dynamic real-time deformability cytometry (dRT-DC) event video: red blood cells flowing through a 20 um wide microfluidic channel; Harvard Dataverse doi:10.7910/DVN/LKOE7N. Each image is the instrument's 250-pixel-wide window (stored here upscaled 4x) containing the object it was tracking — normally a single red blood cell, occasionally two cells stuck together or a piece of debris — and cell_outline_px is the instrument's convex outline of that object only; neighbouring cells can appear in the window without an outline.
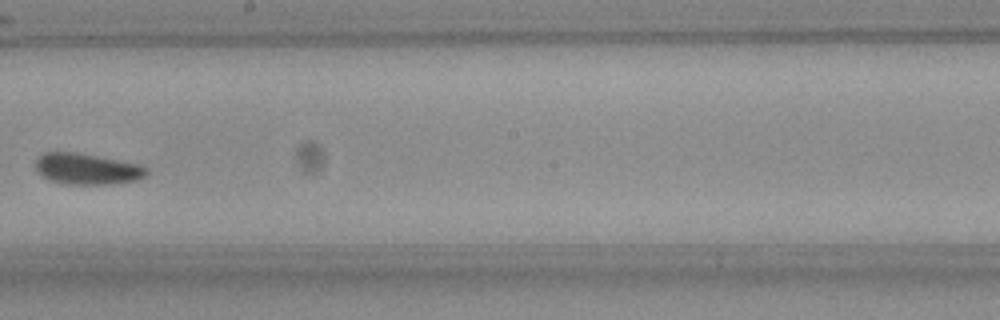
{"species": "Egyptian fruit bat (a non-hibernating species)", "species_latin": "Rousettus aegyptiacus", "temperature_condition": "room temperature", "stored_images_in_passage": 9, "camera_frame_rate_fps": 3000, "um_per_image_px": 0.085, "frame": {"image": 1, "passage_image": 7, "time_ms": 2.0, "image_size_px": [1000, 320], "cell_outline_px": [[148, 172], [140, 180], [108, 184], [64, 184], [52, 180], [44, 176], [36, 168], [36, 160], [44, 152], [76, 152], [136, 164], [148, 168]], "centroid_in_image_um": [7.41, 14.36], "position_along_channel_um": 240.8, "area_um2": 19.71}}
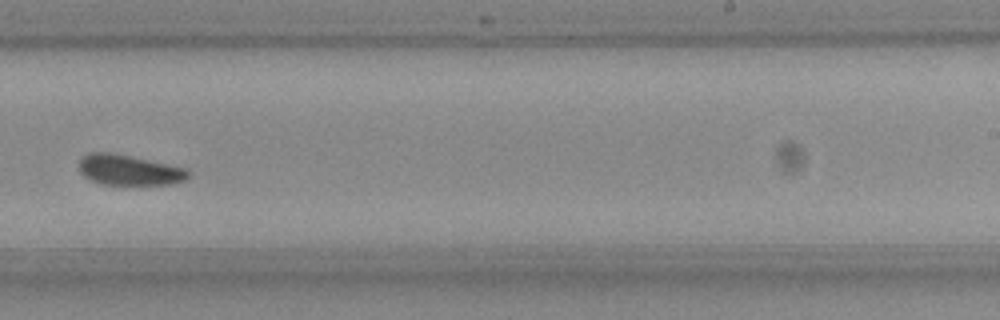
{"frame": {"image": 2, "passage_image": 8, "time_ms": 2.333, "image_size_px": [1000, 320], "cell_outline_px": [[192, 172], [184, 180], [168, 184], [104, 184], [92, 180], [84, 176], [80, 172], [80, 160], [88, 152], [108, 152], [188, 168]], "centroid_in_image_um": [10.99, 14.45], "position_along_channel_um": 278.0, "area_um2": 19.02}}